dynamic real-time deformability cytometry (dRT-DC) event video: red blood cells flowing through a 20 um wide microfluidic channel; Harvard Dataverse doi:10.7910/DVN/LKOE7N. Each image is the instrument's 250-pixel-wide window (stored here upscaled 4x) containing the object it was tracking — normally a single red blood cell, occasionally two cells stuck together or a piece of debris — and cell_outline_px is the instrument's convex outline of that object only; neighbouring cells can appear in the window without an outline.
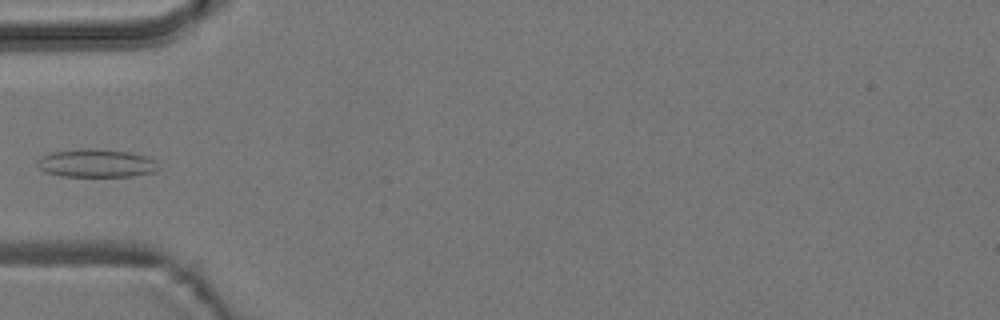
{"species": "common noctule bat (a hibernating species)", "species_latin": "Nyctalus noctula", "temperature_condition": "room temperature", "stored_images_in_passage": 7, "camera_frame_rate_fps": 3000, "um_per_image_px": 0.085, "animal": {"sex": "male", "body_mass_g": 19.2, "forearm_length_mm": 51.8}, "frame": {"image": 1, "passage_image": 6, "time_ms": 6.0, "image_size_px": [1000, 320], "cell_outline_px": [[160, 168], [156, 172], [132, 176], [60, 176], [48, 172], [40, 168], [36, 164], [36, 160], [40, 156], [52, 152], [80, 148], [96, 148], [132, 152], [148, 156], [156, 160]], "centroid_in_image_um": [8.23, 13.86], "position_along_channel_um": 76.8, "area_um2": 20.29}}